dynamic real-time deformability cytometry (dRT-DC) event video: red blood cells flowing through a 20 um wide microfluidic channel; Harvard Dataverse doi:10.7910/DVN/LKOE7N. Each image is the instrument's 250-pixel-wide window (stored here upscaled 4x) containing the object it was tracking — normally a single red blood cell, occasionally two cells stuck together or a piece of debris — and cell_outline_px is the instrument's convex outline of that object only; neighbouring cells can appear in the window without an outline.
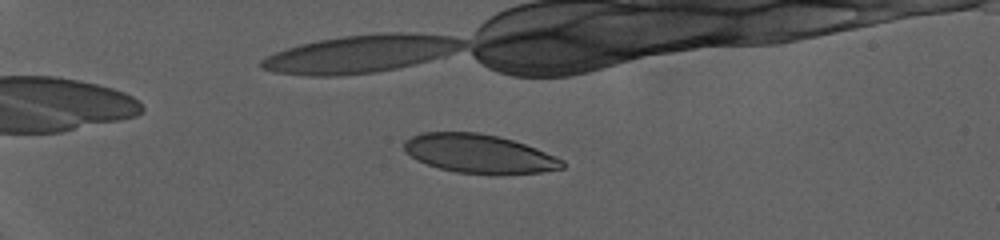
{"species": "human", "species_latin": "Homo sapiens", "temperature_condition": "warm", "stored_images_in_passage": 72, "camera_frame_rate_fps": 3000, "um_per_image_px": 0.085, "donor": {"sex": "female"}, "frame": {"image": 1, "passage_image": 24, "time_ms": 7.667, "image_size_px": [1000, 240], "cell_outline_px": [[564, 168], [540, 172], [500, 176], [496, 176], [456, 172], [440, 168], [416, 160], [404, 152], [404, 140], [420, 132], [480, 132], [500, 136], [536, 148], [564, 160]], "centroid_in_image_um": [40.72, 13.08], "position_along_channel_um": 44.3, "area_um2": 36.36}}
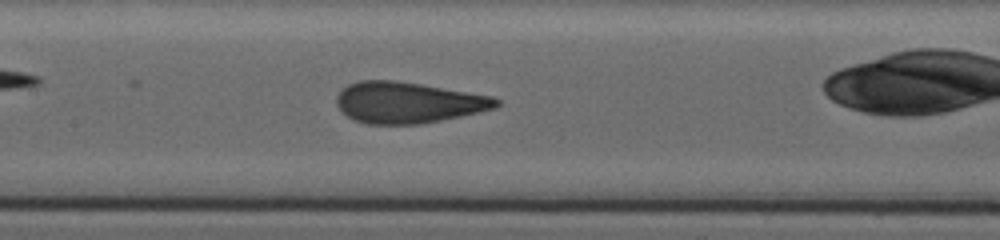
{"frame": {"image": 2, "passage_image": 45, "time_ms": 14.667, "image_size_px": [1000, 240], "cell_outline_px": [[500, 104], [496, 108], [480, 112], [420, 124], [368, 124], [352, 120], [336, 104], [336, 96], [348, 84], [360, 80], [392, 80], [420, 84], [492, 96], [500, 100]], "centroid_in_image_um": [34.68, 8.72], "position_along_channel_um": 172.7, "area_um2": 38.09}}
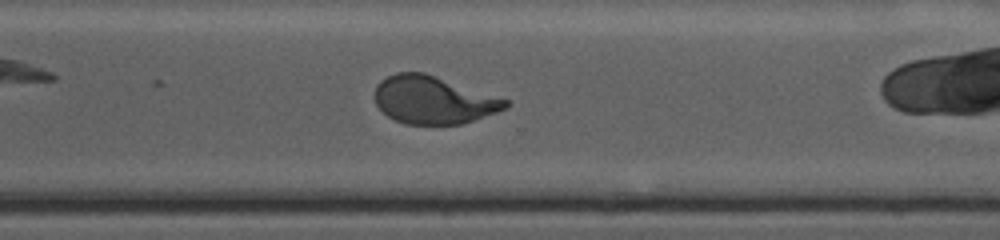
{"frame": {"image": 3, "passage_image": 62, "time_ms": 20.333, "image_size_px": [1000, 240], "cell_outline_px": [[508, 104], [504, 108], [496, 112], [460, 124], [404, 124], [388, 116], [376, 104], [376, 84], [380, 80], [396, 72], [424, 72], [508, 100]], "centroid_in_image_um": [36.79, 8.49], "position_along_channel_um": 333.8, "area_um2": 35.78}}